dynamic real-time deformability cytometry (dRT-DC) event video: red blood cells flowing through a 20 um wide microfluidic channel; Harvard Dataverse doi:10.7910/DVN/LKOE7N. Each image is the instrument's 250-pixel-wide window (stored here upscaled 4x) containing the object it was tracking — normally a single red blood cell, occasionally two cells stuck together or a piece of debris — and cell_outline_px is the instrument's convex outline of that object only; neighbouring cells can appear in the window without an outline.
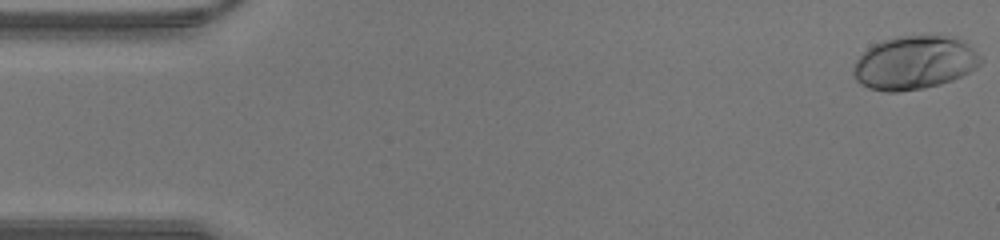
{"species": "human", "species_latin": "Homo sapiens", "temperature_condition": "warm", "stored_images_in_passage": 43, "camera_frame_rate_fps": 3000, "um_per_image_px": 0.085, "donor": {"sex": "male"}, "frame": {"image": 1, "passage_image": 1, "time_ms": 0.0, "image_size_px": [1000, 240], "cell_outline_px": [[984, 60], [976, 68], [952, 80], [940, 84], [924, 88], [896, 92], [888, 92], [868, 88], [860, 84], [856, 80], [852, 72], [852, 64], [872, 44], [896, 36], [956, 36], [964, 40]], "centroid_in_image_um": [77.71, 5.33], "position_along_channel_um": 7.3, "area_um2": 39.88}}
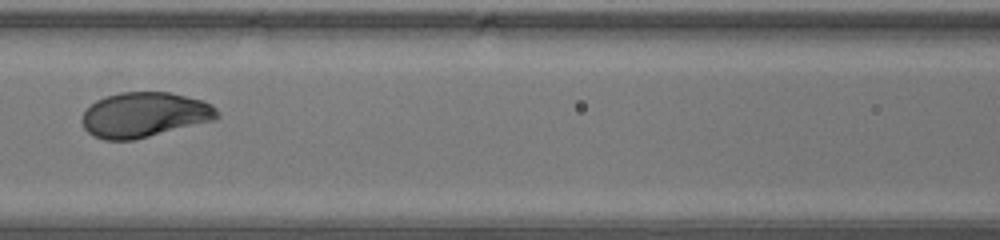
{"frame": {"image": 2, "passage_image": 19, "time_ms": 6.0, "image_size_px": [1000, 240], "cell_outline_px": [[220, 116], [216, 120], [132, 140], [104, 140], [92, 136], [84, 128], [80, 120], [84, 112], [96, 100], [120, 92], [168, 92], [200, 100], [212, 104], [220, 112]], "centroid_in_image_um": [12.28, 9.76], "position_along_channel_um": 154.3, "area_um2": 35.43}}
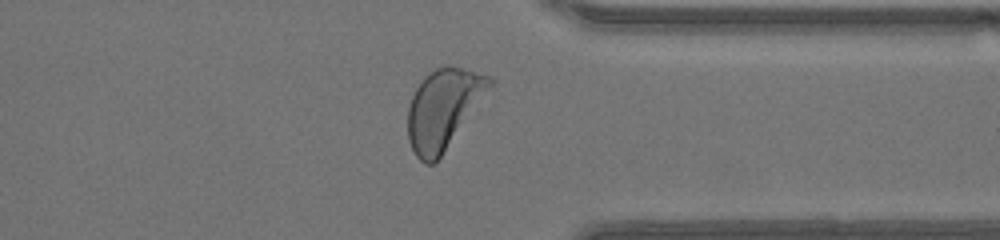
{"frame": {"image": 3, "passage_image": 33, "time_ms": 10.667, "image_size_px": [1000, 240], "cell_outline_px": [[496, 80], [440, 156], [432, 164], [424, 164], [416, 156], [408, 140], [408, 108], [412, 96], [416, 88], [424, 76], [436, 68], [444, 64], [448, 64], [492, 76]], "centroid_in_image_um": [37.67, 9.2], "position_along_channel_um": 373.7, "area_um2": 37.51}}